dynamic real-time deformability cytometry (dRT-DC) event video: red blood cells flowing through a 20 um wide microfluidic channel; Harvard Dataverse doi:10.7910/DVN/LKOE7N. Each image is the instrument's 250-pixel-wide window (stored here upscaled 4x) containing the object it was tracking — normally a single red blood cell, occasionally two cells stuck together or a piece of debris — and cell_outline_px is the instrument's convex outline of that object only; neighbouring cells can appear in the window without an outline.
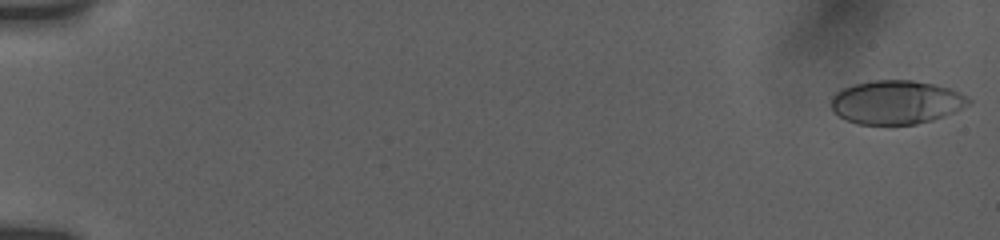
{"species": "human", "species_latin": "Homo sapiens", "temperature_condition": "room temperature", "stored_images_in_passage": 44, "camera_frame_rate_fps": 3000, "um_per_image_px": 0.085, "donor": {"sex": "female"}, "frame": {"image": 1, "passage_image": 1, "time_ms": 0.0, "image_size_px": [1000, 240], "cell_outline_px": [[972, 100], [968, 104], [944, 116], [932, 120], [916, 124], [856, 124], [840, 116], [832, 108], [832, 96], [840, 88], [872, 80], [912, 80], [932, 84], [948, 88], [960, 92]], "centroid_in_image_um": [76.16, 8.68], "position_along_channel_um": 8.8, "area_um2": 34.68}}
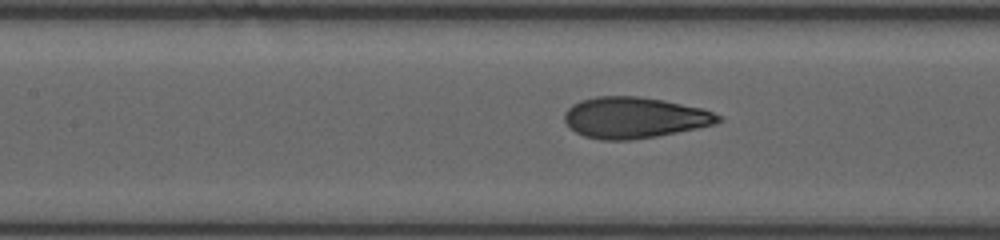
{"frame": {"image": 2, "passage_image": 25, "time_ms": 8.667, "image_size_px": [1000, 240], "cell_outline_px": [[724, 120], [716, 124], [656, 136], [628, 140], [600, 140], [584, 136], [576, 132], [564, 120], [564, 112], [572, 104], [580, 100], [596, 96], [640, 96], [664, 100], [704, 108], [724, 116]], "centroid_in_image_um": [53.96, 9.98], "position_along_channel_um": 153.4, "area_um2": 37.05}}
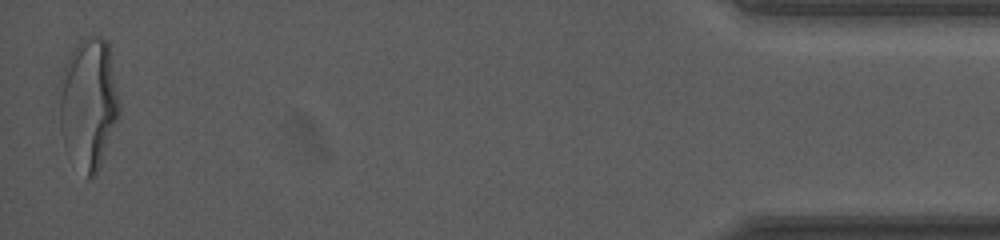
{"frame": {"image": 3, "passage_image": 44, "time_ms": 18.0, "image_size_px": [1000, 240], "cell_outline_px": [[120, 112], [100, 164], [96, 172], [88, 180], [64, 144], [60, 132], [56, 88], [60, 76], [68, 56], [80, 40], [88, 36], [96, 36], [108, 40], [120, 104]], "centroid_in_image_um": [7.48, 8.72], "position_along_channel_um": 427.7, "area_um2": 46.07}, "authors_computed_cell_mechanics": {"area_um2": 36.1828, "velocity_mm_per_s": 3.7856, "shape_relaxation_time_tau1_ms": 4.42, "shape_relaxation_time_tau2_ms": 0.7155, "deformation_change_tau1": 0.1947, "deformation_change_tau2": 0.0613}}